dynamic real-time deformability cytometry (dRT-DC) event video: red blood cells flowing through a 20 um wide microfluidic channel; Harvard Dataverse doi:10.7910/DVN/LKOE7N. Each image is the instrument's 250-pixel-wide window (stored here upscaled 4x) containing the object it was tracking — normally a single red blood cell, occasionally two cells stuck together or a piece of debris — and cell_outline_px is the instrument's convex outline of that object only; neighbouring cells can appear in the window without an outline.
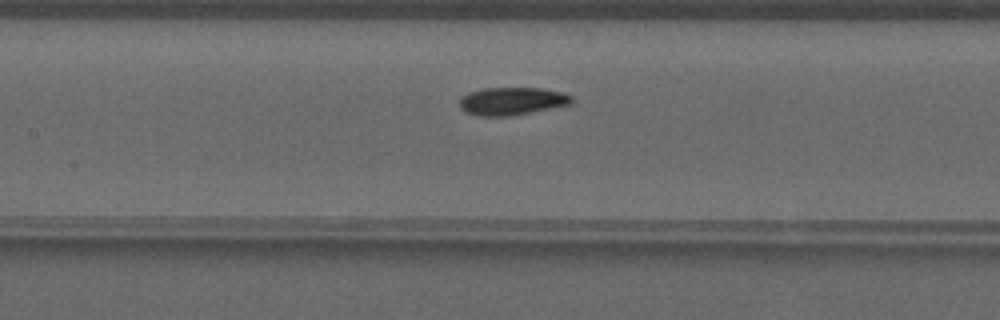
{"species": "common noctule bat (a hibernating species)", "species_latin": "Nyctalus noctula", "temperature_condition": "warm", "stored_images_in_passage": 44, "camera_frame_rate_fps": 3000, "um_per_image_px": 0.085, "animal": {"sex": "male", "forearm_length_mm": 52.5}, "frame": {"image": 1, "passage_image": 17, "time_ms": 5.333, "image_size_px": [1000, 320], "cell_outline_px": [[576, 100], [572, 104], [552, 108], [508, 116], [476, 116], [464, 112], [460, 108], [460, 96], [468, 92], [484, 88], [544, 88], [560, 92], [572, 96]], "centroid_in_image_um": [43.5, 8.59], "position_along_channel_um": 163.9, "area_um2": 18.38}}
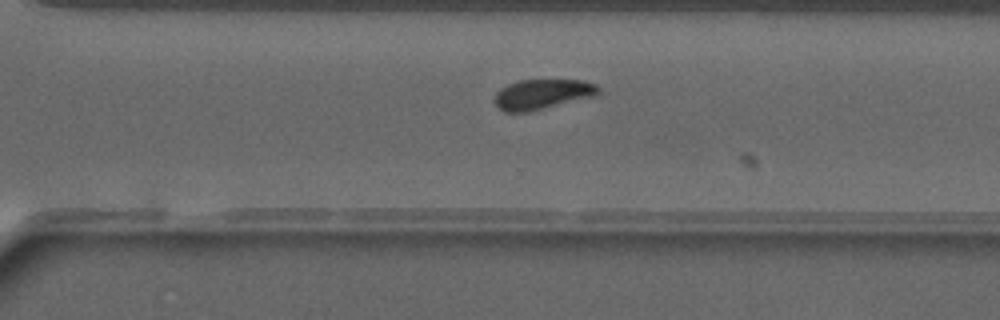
{"frame": {"image": 2, "passage_image": 29, "time_ms": 9.333, "image_size_px": [1000, 320], "cell_outline_px": [[600, 92], [592, 96], [524, 112], [504, 112], [496, 104], [496, 92], [500, 88], [516, 80], [584, 80], [596, 84], [600, 88]], "centroid_in_image_um": [46.08, 7.98], "position_along_channel_um": 324.5, "area_um2": 17.74}}
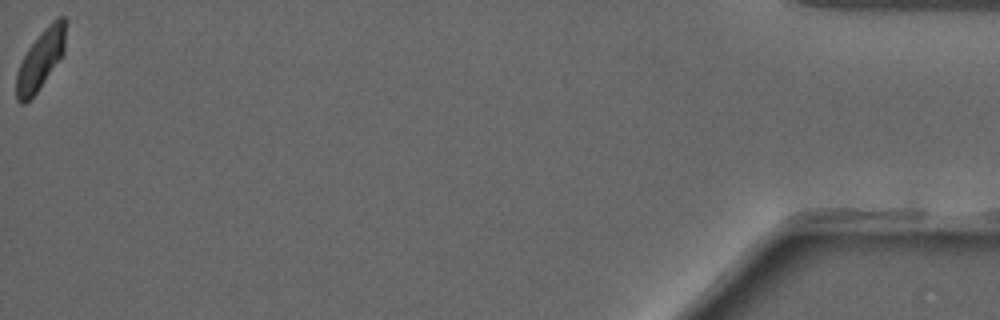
{"frame": {"image": 3, "passage_image": 44, "time_ms": 14.333, "image_size_px": [1000, 320], "cell_outline_px": [[64, 52], [36, 92], [24, 104], [20, 104], [16, 100], [16, 72], [28, 48], [44, 28], [52, 20], [60, 16], [64, 16]], "centroid_in_image_um": [3.4, 5.08], "position_along_channel_um": 431.8, "area_um2": 16.53}, "authors_computed_cell_mechanics": {"area_um2": 18.2648, "velocity_mm_per_s": 4.0233, "shape_relaxation_time_tau1_ms": 3.3412, "shape_relaxation_time_tau2_ms": 4.1163, "deformation_change_tau1": 0.1281, "deformation_change_tau2": 0.0767}}